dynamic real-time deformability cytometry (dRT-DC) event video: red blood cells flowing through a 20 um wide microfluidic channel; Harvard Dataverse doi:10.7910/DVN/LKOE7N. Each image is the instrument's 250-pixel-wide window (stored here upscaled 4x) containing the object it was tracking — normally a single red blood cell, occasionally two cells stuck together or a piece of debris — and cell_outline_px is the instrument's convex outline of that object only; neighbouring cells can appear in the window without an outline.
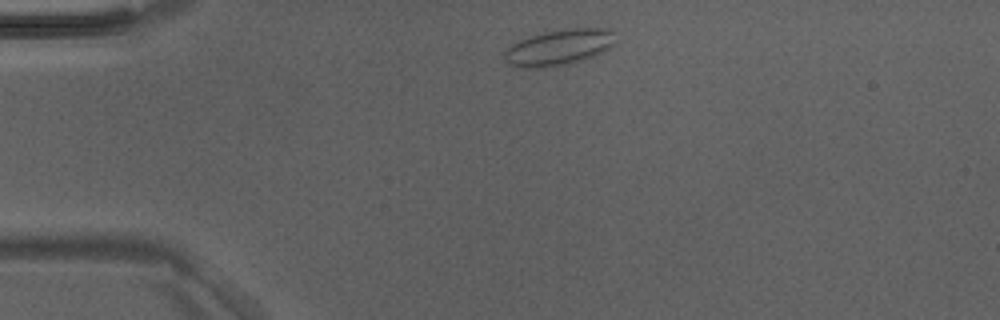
{"species": "Egyptian fruit bat (a non-hibernating species)", "species_latin": "Rousettus aegyptiacus", "temperature_condition": "room temperature", "stored_images_in_passage": 35, "camera_frame_rate_fps": 3000, "um_per_image_px": 0.085, "animal": {"sex": "male"}, "frame": {"image": 1, "passage_image": 1, "time_ms": 0.0, "image_size_px": [1000, 320], "cell_outline_px": [[616, 44], [584, 60], [568, 64], [544, 68], [520, 68], [508, 64], [504, 56], [504, 52], [512, 44], [520, 40], [544, 32], [568, 28], [608, 28], [612, 32], [616, 40]], "centroid_in_image_um": [47.51, 4.04], "position_along_channel_um": 37.5, "area_um2": 23.24}}
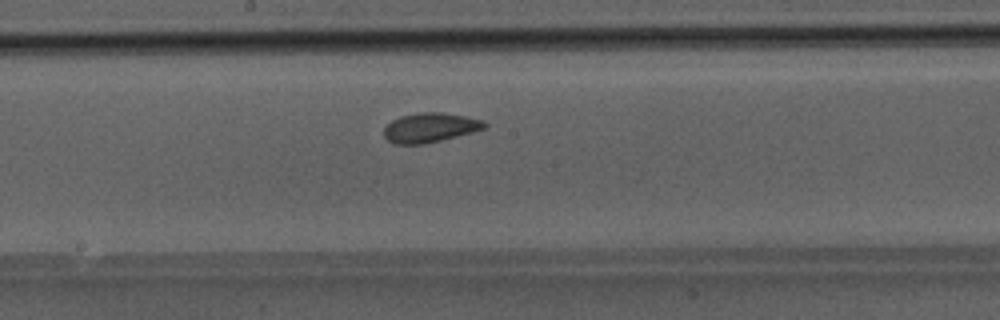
{"frame": {"image": 2, "passage_image": 16, "time_ms": 5.0, "image_size_px": [1000, 320], "cell_outline_px": [[488, 124], [484, 128], [472, 132], [424, 144], [392, 144], [384, 136], [384, 128], [392, 120], [400, 116], [420, 112], [444, 112], [468, 116], [484, 120]], "centroid_in_image_um": [36.56, 10.83], "position_along_channel_um": 211.6, "area_um2": 17.34}}
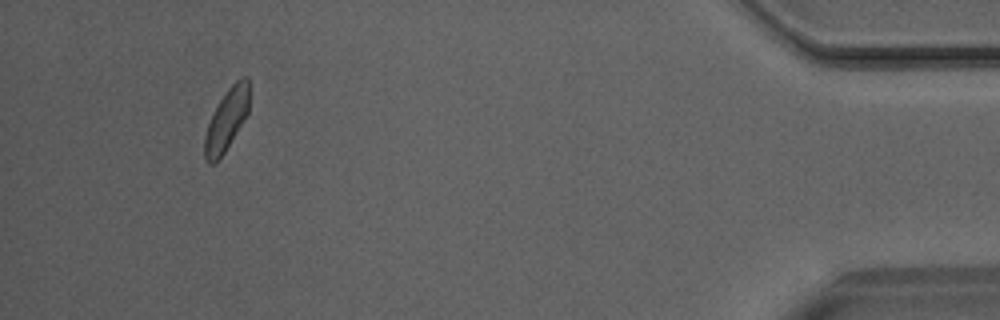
{"frame": {"image": 3, "passage_image": 35, "time_ms": 11.333, "image_size_px": [1000, 320], "cell_outline_px": [[248, 112], [244, 120], [224, 152], [212, 164], [208, 164], [204, 160], [204, 136], [208, 124], [220, 100], [228, 88], [236, 80], [244, 76], [248, 76]], "centroid_in_image_um": [19.24, 10.19], "position_along_channel_um": 416.0, "area_um2": 15.66}}